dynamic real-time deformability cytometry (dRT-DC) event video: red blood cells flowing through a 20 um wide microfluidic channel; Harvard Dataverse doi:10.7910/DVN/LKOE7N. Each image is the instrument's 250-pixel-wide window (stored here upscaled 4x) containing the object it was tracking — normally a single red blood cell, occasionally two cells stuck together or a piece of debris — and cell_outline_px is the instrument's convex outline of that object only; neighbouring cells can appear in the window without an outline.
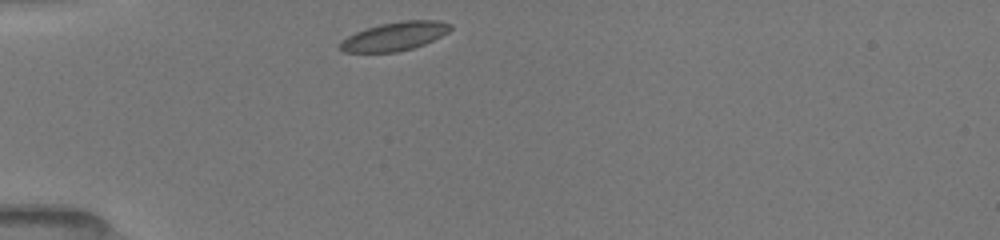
{"species": "common noctule bat (a hibernating species)", "species_latin": "Nyctalus noctula", "temperature_condition": "room temperature", "stored_images_in_passage": 35, "camera_frame_rate_fps": 3000, "um_per_image_px": 0.085, "animal": {"sex": "female", "body_mass_g": 19.5, "forearm_length_mm": 54.1}, "frame": {"image": 1, "passage_image": 1, "time_ms": 0.0, "image_size_px": [1000, 240], "cell_outline_px": [[452, 28], [448, 32], [424, 44], [412, 48], [396, 52], [344, 52], [340, 48], [340, 40], [356, 32], [380, 24], [404, 20], [440, 20], [452, 24]], "centroid_in_image_um": [33.56, 3.08], "position_along_channel_um": 51.4, "area_um2": 18.26}}
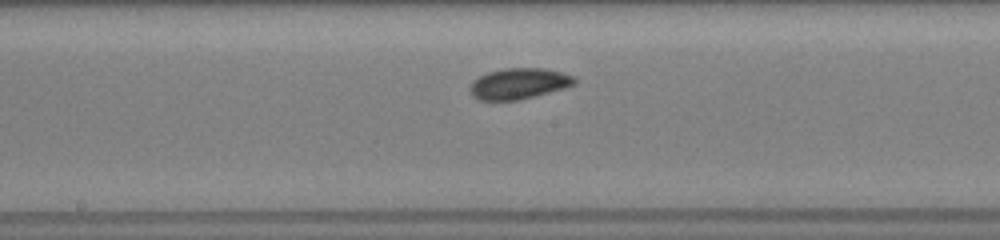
{"frame": {"image": 2, "passage_image": 15, "time_ms": 4.333, "image_size_px": [1000, 240], "cell_outline_px": [[576, 84], [564, 88], [520, 100], [480, 100], [472, 96], [468, 88], [472, 80], [488, 72], [504, 68], [544, 68], [576, 76]], "centroid_in_image_um": [44.09, 7.1], "position_along_channel_um": 204.1, "area_um2": 18.96}}
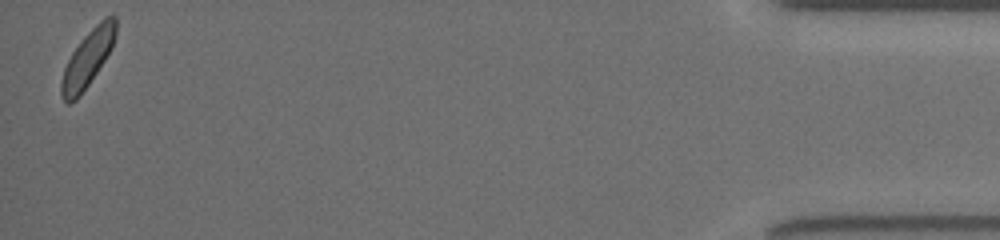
{"frame": {"image": 3, "passage_image": 34, "time_ms": 12.0, "image_size_px": [1000, 240], "cell_outline_px": [[116, 36], [112, 48], [80, 96], [76, 100], [68, 104], [64, 100], [60, 92], [60, 84], [64, 68], [72, 52], [84, 36], [104, 16], [116, 16]], "centroid_in_image_um": [7.45, 4.97], "position_along_channel_um": 427.7, "area_um2": 17.69}, "authors_computed_cell_mechanics": {"area_um2": 18.0336, "velocity_mm_per_s": 3.9681, "shape_relaxation_time_tau1_ms": 2.3031, "shape_relaxation_time_tau2_ms": 4.5443, "deformation_change_tau1": 0.0734, "deformation_change_tau2": 0.0757}}